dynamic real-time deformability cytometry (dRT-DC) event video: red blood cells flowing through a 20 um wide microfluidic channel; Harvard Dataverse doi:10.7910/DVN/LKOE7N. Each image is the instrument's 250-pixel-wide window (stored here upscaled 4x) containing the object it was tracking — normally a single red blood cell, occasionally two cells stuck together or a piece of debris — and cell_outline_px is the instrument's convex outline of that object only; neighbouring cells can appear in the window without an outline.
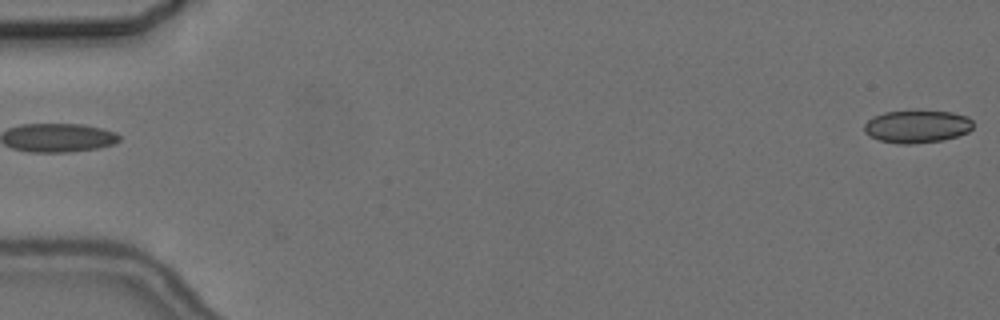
{"species": "common noctule bat (a hibernating species)", "species_latin": "Nyctalus noctula", "temperature_condition": "cold", "stored_images_in_passage": 3, "camera_frame_rate_fps": 3000, "um_per_image_px": 0.085, "animal": {"sex": "female", "body_mass_g": 24.6, "forearm_length_mm": 56.2}, "frame": {"image": 1, "passage_image": 1, "time_ms": 0.0, "image_size_px": [1000, 320], "cell_outline_px": [[972, 128], [968, 132], [944, 140], [912, 144], [900, 144], [880, 140], [868, 136], [864, 132], [864, 124], [872, 116], [884, 112], [952, 112], [968, 116], [972, 120]], "centroid_in_image_um": [77.93, 10.77], "position_along_channel_um": 7.1, "area_um2": 20.58}}